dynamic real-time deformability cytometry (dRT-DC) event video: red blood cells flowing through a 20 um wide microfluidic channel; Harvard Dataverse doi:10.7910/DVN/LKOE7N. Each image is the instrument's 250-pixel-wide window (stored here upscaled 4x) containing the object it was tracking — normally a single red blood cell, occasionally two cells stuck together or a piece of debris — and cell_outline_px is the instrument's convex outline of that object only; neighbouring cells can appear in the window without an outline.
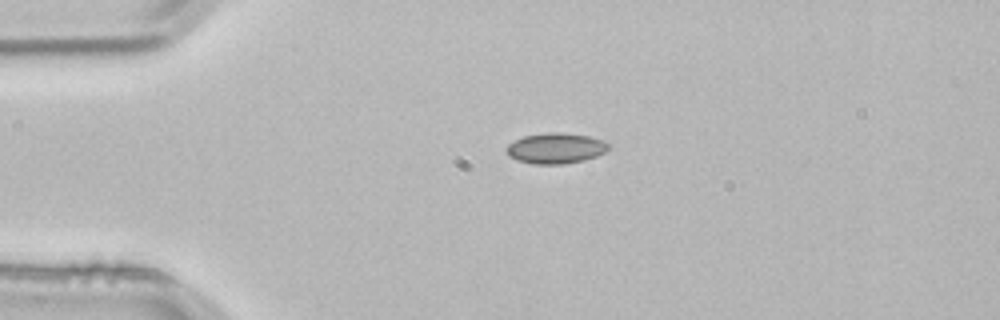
{"species": "common noctule bat (a hibernating species)", "species_latin": "Nyctalus noctula", "temperature_condition": "room temperature", "stored_images_in_passage": 2, "camera_frame_rate_fps": 3000, "um_per_image_px": 0.085, "animal": {"sex": "male", "body_mass_g": 21.5, "forearm_length_mm": 52.0}, "frame": {"image": 1, "passage_image": 2, "time_ms": 0.333, "image_size_px": [1000, 320], "cell_outline_px": [[608, 148], [604, 152], [596, 156], [584, 160], [564, 164], [532, 164], [516, 160], [508, 156], [504, 148], [508, 144], [524, 136], [548, 132], [556, 132], [588, 136], [604, 140], [608, 144]], "centroid_in_image_um": [47.19, 12.61], "position_along_channel_um": 37.8, "area_um2": 18.21}}